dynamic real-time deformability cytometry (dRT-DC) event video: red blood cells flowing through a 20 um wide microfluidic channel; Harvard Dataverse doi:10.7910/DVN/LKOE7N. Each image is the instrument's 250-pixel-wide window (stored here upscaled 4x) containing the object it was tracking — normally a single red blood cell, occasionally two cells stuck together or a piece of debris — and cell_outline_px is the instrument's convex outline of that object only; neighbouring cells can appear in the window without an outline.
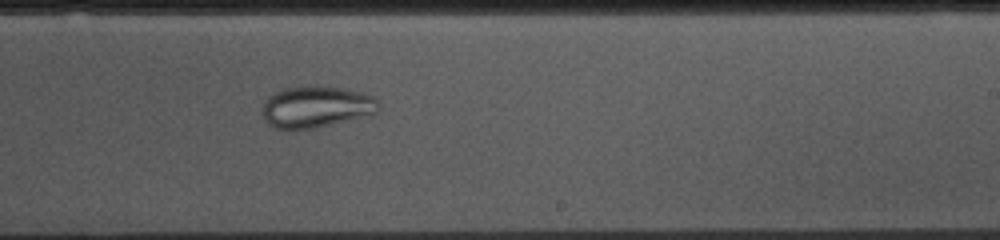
{"species": "common noctule bat (a hibernating species)", "species_latin": "Nyctalus noctula", "temperature_condition": "cold", "stored_images_in_passage": 38, "camera_frame_rate_fps": 3000, "um_per_image_px": 0.085, "animal": {"sex": "female", "body_mass_g": 10.0, "forearm_length_mm": 53.1}, "frame": {"image": 1, "passage_image": 19, "time_ms": 6.0, "image_size_px": [1000, 240], "cell_outline_px": [[380, 108], [372, 116], [312, 128], [272, 128], [264, 120], [264, 100], [268, 96], [284, 88], [344, 88], [360, 92], [372, 96], [380, 104]], "centroid_in_image_um": [26.92, 9.11], "position_along_channel_um": 262.1, "area_um2": 27.57}}
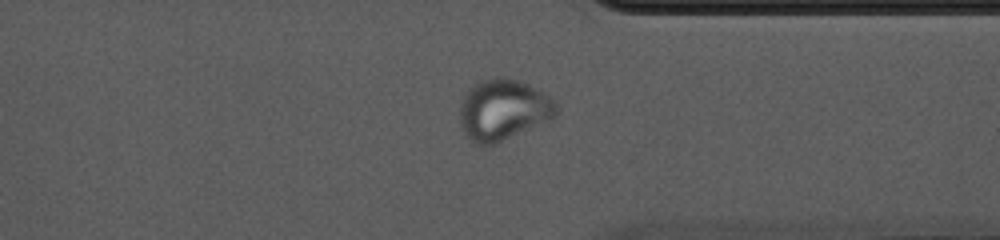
{"frame": {"image": 2, "passage_image": 28, "time_ms": 9.0, "image_size_px": [1000, 240], "cell_outline_px": [[556, 116], [548, 120], [492, 144], [480, 144], [472, 140], [460, 128], [460, 100], [468, 88], [480, 80], [516, 80], [528, 84], [556, 100]], "centroid_in_image_um": [42.74, 9.33], "position_along_channel_um": 368.7, "area_um2": 33.29}}
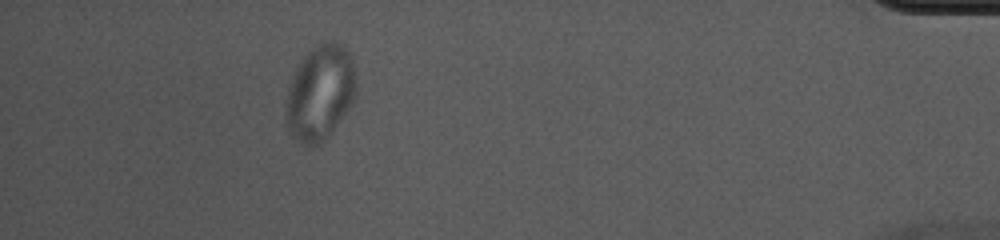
{"frame": {"image": 3, "passage_image": 36, "time_ms": 11.667, "image_size_px": [1000, 240], "cell_outline_px": [[356, 100], [328, 136], [320, 144], [304, 144], [292, 136], [288, 128], [288, 88], [292, 76], [300, 60], [316, 44], [324, 40], [340, 40], [348, 48], [352, 60], [356, 76]], "centroid_in_image_um": [27.28, 7.79], "position_along_channel_um": 407.9, "area_um2": 39.13}}